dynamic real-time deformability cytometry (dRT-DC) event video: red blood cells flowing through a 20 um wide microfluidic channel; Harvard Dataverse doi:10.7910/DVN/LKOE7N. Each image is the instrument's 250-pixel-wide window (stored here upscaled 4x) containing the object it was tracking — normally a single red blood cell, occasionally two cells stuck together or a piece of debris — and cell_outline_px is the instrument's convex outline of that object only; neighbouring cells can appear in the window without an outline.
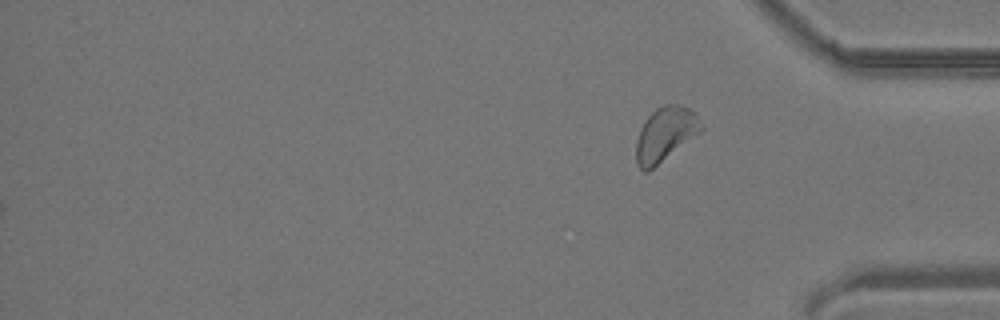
{"species": "common noctule bat (a hibernating species)", "species_latin": "Nyctalus noctula", "temperature_condition": "room temperature", "stored_images_in_passage": 36, "segment_of_instrument_passage": [2, 2], "camera_frame_rate_fps": 3000, "um_per_image_px": 0.085, "animal": {"sex": "male", "body_mass_g": 19.2, "forearm_length_mm": 51.8}, "frame": {"image": 1, "passage_image": 36, "time_ms": 11.667, "image_size_px": [1000, 320], "cell_outline_px": [[704, 128], [700, 132], [648, 172], [644, 172], [636, 164], [636, 140], [640, 128], [644, 120], [656, 108], [664, 104], [680, 104], [696, 112], [704, 124]], "centroid_in_image_um": [56.55, 11.39], "position_along_channel_um": 378.6, "area_um2": 20.75}}